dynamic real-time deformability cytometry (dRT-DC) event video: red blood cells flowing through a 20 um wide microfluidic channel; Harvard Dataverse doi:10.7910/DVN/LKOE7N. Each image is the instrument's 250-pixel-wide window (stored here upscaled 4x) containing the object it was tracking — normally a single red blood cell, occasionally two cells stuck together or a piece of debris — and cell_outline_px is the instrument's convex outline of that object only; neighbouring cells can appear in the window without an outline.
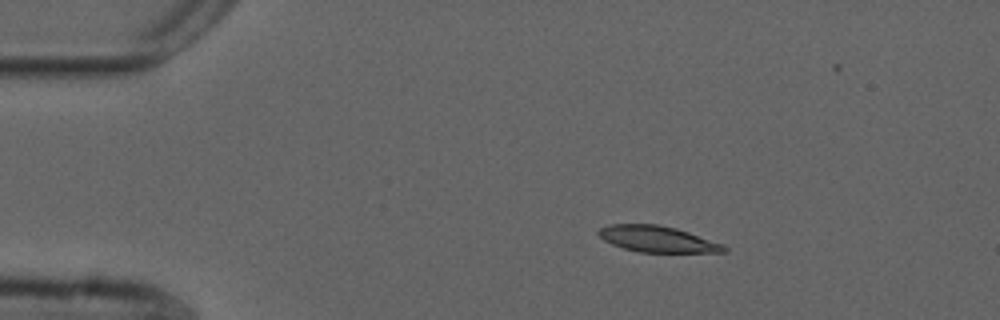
{"species": "common noctule bat (a hibernating species)", "species_latin": "Nyctalus noctula", "temperature_condition": "cold", "stored_images_in_passage": 46, "camera_frame_rate_fps": 3000, "um_per_image_px": 0.085, "animal": {"sex": "male", "forearm_length_mm": 52.5}, "frame": {"image": 1, "passage_image": 1, "time_ms": 0.0, "image_size_px": [1000, 320], "cell_outline_px": [[728, 252], [640, 252], [624, 248], [612, 244], [604, 240], [596, 232], [600, 228], [608, 224], [656, 224], [676, 228], [724, 244], [728, 248]], "centroid_in_image_um": [55.89, 20.32], "position_along_channel_um": 29.1, "area_um2": 19.07}}
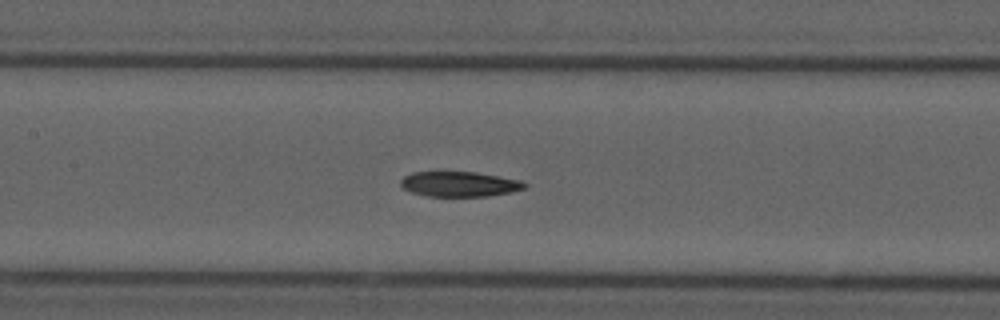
{"frame": {"image": 2, "passage_image": 17, "time_ms": 5.333, "image_size_px": [1000, 320], "cell_outline_px": [[528, 184], [524, 188], [508, 192], [488, 196], [428, 196], [412, 192], [404, 188], [400, 184], [400, 180], [404, 176], [412, 172], [440, 168], [476, 172], [520, 180]], "centroid_in_image_um": [38.96, 15.58], "position_along_channel_um": 168.4, "area_um2": 18.84}}
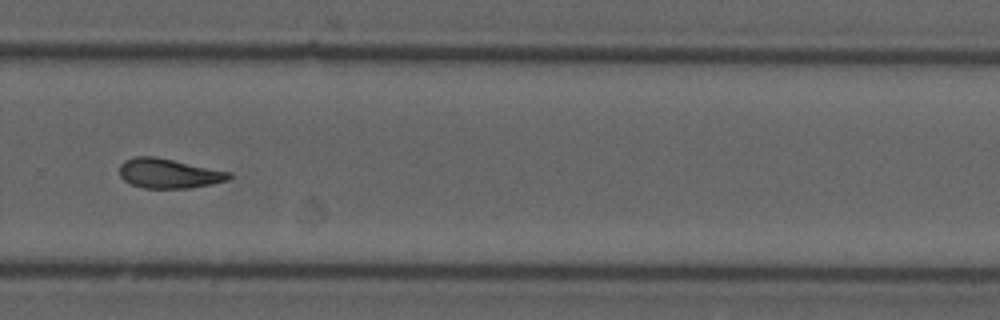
{"frame": {"image": 3, "passage_image": 29, "time_ms": 9.333, "image_size_px": [1000, 320], "cell_outline_px": [[232, 176], [228, 180], [212, 184], [188, 188], [144, 188], [132, 184], [124, 180], [120, 176], [120, 164], [124, 160], [136, 156], [156, 156], [232, 172]], "centroid_in_image_um": [14.36, 14.73], "position_along_channel_um": 315.4, "area_um2": 19.02}, "authors_computed_cell_mechanics": {"area_um2": 19.1029, "velocity_mm_per_s": 3.6973, "shape_relaxation_time_tau1_ms": 9.3359, "shape_relaxation_time_tau2_ms": 8.7953, "deformation_change_tau1": 0.2163, "deformation_change_tau2": 0.1573}}